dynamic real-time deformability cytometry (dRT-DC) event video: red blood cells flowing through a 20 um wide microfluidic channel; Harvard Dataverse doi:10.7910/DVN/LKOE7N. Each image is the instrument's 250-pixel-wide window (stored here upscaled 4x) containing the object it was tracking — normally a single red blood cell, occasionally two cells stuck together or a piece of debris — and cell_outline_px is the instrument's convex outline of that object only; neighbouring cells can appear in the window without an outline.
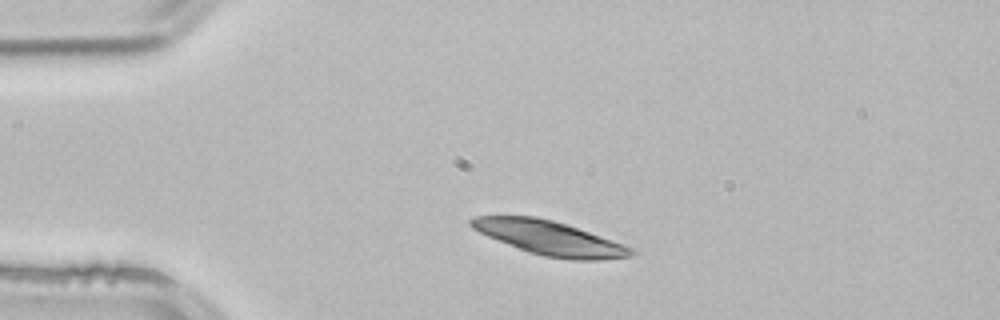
{"species": "common noctule bat (a hibernating species)", "species_latin": "Nyctalus noctula", "temperature_condition": "room temperature", "stored_images_in_passage": 2, "camera_frame_rate_fps": 3000, "um_per_image_px": 0.085, "animal": {"sex": "male", "body_mass_g": 21.5, "forearm_length_mm": 52.0}, "frame": {"image": 1, "passage_image": 1, "time_ms": 0.0, "image_size_px": [1000, 320], "cell_outline_px": [[636, 252], [632, 256], [600, 260], [572, 260], [544, 256], [528, 252], [488, 236], [472, 228], [468, 224], [468, 220], [476, 216], [536, 216], [552, 220], [624, 244], [632, 248]], "centroid_in_image_um": [46.71, 20.23], "position_along_channel_um": 38.3, "area_um2": 31.44}}